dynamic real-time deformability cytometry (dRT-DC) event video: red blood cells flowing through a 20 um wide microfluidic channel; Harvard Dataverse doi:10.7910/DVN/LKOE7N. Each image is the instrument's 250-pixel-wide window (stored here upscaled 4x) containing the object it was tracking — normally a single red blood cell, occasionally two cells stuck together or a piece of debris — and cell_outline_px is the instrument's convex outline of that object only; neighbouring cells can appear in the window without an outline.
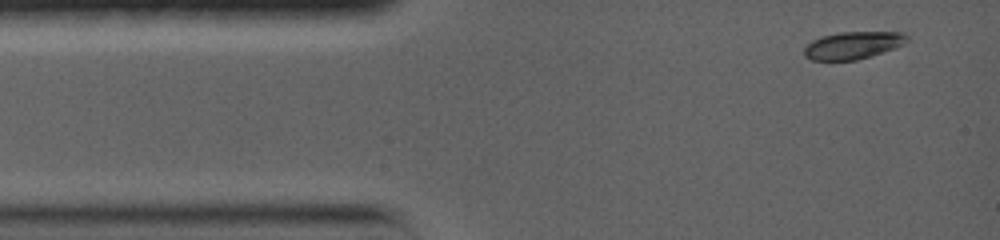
{"species": "common noctule bat (a hibernating species)", "species_latin": "Nyctalus noctula", "temperature_condition": "warm", "stored_images_in_passage": 18, "camera_frame_rate_fps": 5000, "um_per_image_px": 0.085, "animal": {"sex": "female", "body_mass_g": 19.0, "forearm_length_mm": 56.7}, "frame": {"image": 1, "passage_image": 1, "time_ms": 0.0, "image_size_px": [1000, 240], "cell_outline_px": [[908, 40], [904, 44], [896, 48], [856, 60], [812, 60], [804, 56], [804, 48], [812, 40], [820, 36], [840, 32], [904, 32], [908, 36]], "centroid_in_image_um": [72.51, 3.84], "position_along_channel_um": 12.5, "area_um2": 16.47}}
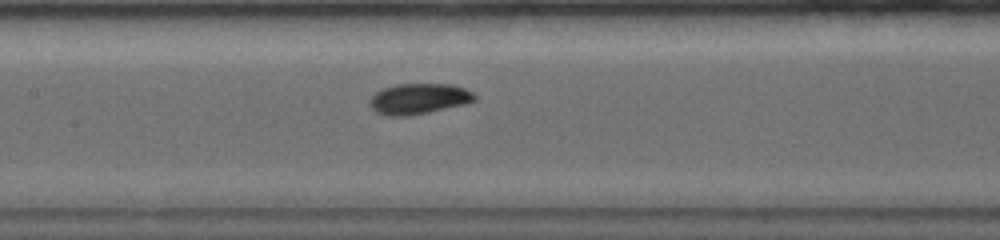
{"frame": {"image": 2, "passage_image": 7, "time_ms": 5.8, "image_size_px": [1000, 240], "cell_outline_px": [[476, 100], [468, 104], [408, 116], [384, 116], [376, 112], [368, 104], [368, 100], [376, 92], [384, 88], [396, 84], [452, 84], [464, 88], [472, 92], [476, 96]], "centroid_in_image_um": [35.59, 8.4], "position_along_channel_um": 171.8, "area_um2": 18.96}}
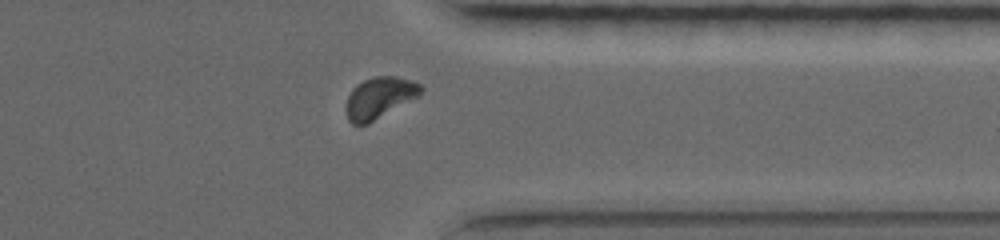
{"frame": {"image": 3, "passage_image": 15, "time_ms": 11.4, "image_size_px": [1000, 240], "cell_outline_px": [[424, 88], [416, 96], [368, 124], [352, 124], [348, 120], [348, 96], [352, 88], [356, 84], [364, 80], [376, 76], [396, 76], [412, 80], [420, 84]], "centroid_in_image_um": [32.24, 8.28], "position_along_channel_um": 379.2, "area_um2": 17.46}, "authors_computed_cell_mechanics": {"area_um2": 17.4267, "velocity_mm_per_s": 3.7318, "shape_relaxation_time_tau1_ms": 2.3148, "shape_relaxation_time_tau2_ms": null, "deformation_change_tau1": 0.1228, "deformation_change_tau2": null}}